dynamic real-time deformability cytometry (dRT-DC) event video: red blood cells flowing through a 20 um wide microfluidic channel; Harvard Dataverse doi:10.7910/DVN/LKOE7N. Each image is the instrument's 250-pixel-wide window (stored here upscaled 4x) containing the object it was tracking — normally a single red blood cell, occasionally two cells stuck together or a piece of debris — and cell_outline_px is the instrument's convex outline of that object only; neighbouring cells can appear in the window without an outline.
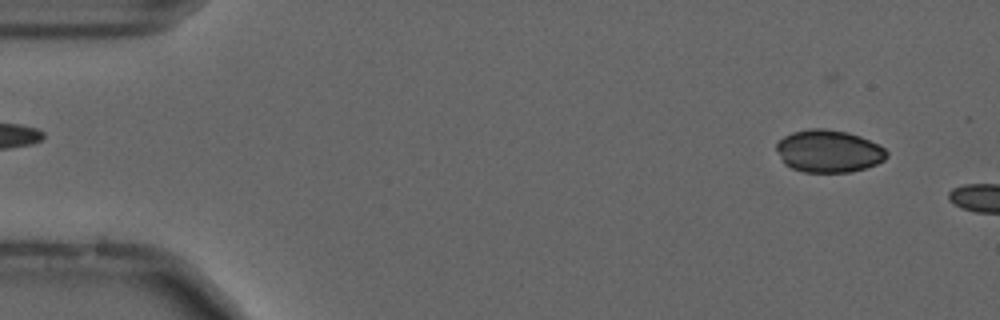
{"species": "common noctule bat (a hibernating species)", "species_latin": "Nyctalus noctula", "temperature_condition": "cold", "stored_images_in_passage": 6, "camera_frame_rate_fps": 3000, "um_per_image_px": 0.085, "animal": {"sex": "male", "forearm_length_mm": 52.5}, "frame": {"image": 1, "passage_image": 3, "time_ms": 0.667, "image_size_px": [1000, 320], "cell_outline_px": [[888, 156], [884, 160], [876, 164], [852, 172], [804, 172], [792, 168], [784, 164], [776, 148], [776, 144], [784, 136], [792, 132], [808, 128], [824, 128], [848, 132], [860, 136], [880, 144], [888, 152]], "centroid_in_image_um": [70.45, 12.84], "position_along_channel_um": 14.6, "area_um2": 27.46}}